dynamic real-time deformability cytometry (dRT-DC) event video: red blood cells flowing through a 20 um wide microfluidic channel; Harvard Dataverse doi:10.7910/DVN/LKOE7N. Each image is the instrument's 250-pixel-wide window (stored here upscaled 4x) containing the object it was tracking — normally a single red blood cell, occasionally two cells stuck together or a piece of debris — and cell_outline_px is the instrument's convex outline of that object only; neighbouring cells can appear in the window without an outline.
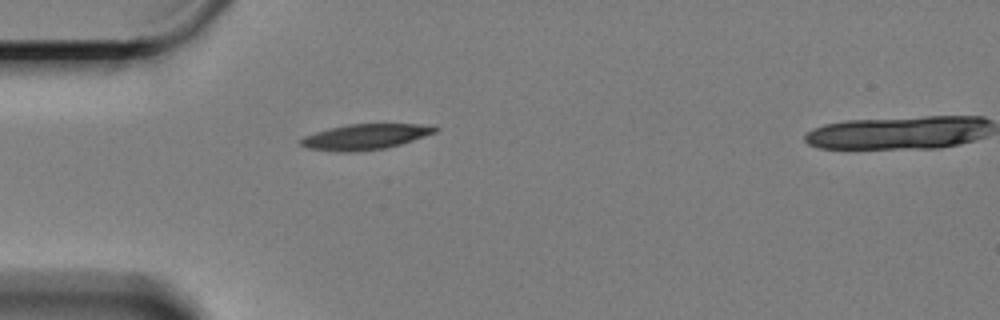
{"species": "Egyptian fruit bat (a non-hibernating species)", "species_latin": "Rousettus aegyptiacus", "temperature_condition": "cold", "stored_images_in_passage": 44, "camera_frame_rate_fps": 3000, "um_per_image_px": 0.085, "animal": {"sex": "female"}, "frame": {"image": 1, "passage_image": 1, "time_ms": 0.0, "image_size_px": [1000, 320], "cell_outline_px": [[440, 128], [436, 132], [388, 148], [356, 152], [336, 152], [308, 148], [300, 144], [300, 140], [304, 136], [328, 128], [348, 124], [436, 124]], "centroid_in_image_um": [31.08, 11.62], "position_along_channel_um": 53.9, "area_um2": 20.17}}
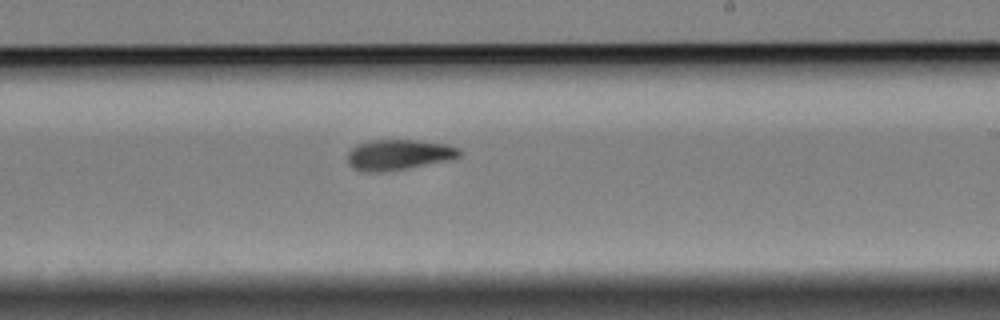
{"frame": {"image": 2, "passage_image": 20, "time_ms": 6.333, "image_size_px": [1000, 320], "cell_outline_px": [[464, 152], [460, 156], [448, 160], [408, 168], [384, 172], [368, 172], [352, 168], [348, 164], [348, 152], [356, 144], [372, 140], [420, 140], [448, 144], [460, 148]], "centroid_in_image_um": [33.91, 13.14], "position_along_channel_um": 255.1, "area_um2": 20.11}}
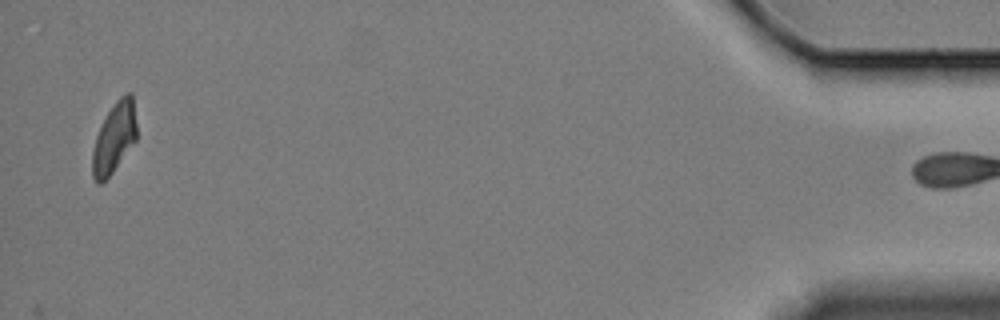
{"frame": {"image": 3, "passage_image": 43, "time_ms": 14.0, "image_size_px": [1000, 320], "cell_outline_px": [[136, 140], [112, 172], [100, 184], [96, 184], [92, 176], [92, 152], [96, 136], [108, 112], [116, 100], [124, 92], [132, 92], [136, 124]], "centroid_in_image_um": [9.7, 11.7], "position_along_channel_um": 425.5, "area_um2": 17.98}}